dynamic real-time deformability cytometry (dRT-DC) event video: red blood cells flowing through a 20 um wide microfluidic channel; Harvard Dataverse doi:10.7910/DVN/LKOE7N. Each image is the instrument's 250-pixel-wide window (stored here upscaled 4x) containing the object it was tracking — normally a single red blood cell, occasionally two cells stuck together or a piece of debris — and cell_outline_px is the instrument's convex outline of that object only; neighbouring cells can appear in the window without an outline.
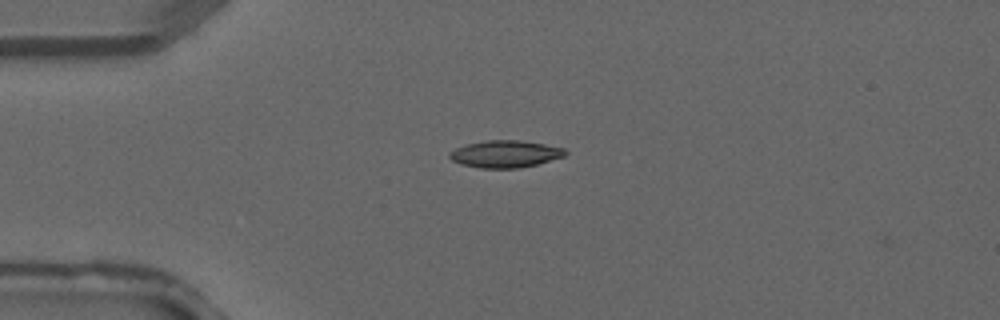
{"species": "common noctule bat (a hibernating species)", "species_latin": "Nyctalus noctula", "temperature_condition": "warm", "stored_images_in_passage": 2, "camera_frame_rate_fps": 3000, "um_per_image_px": 0.085, "animal": {"sex": "male", "forearm_length_mm": 52.5}, "frame": {"image": 1, "passage_image": 1, "time_ms": 0.0, "image_size_px": [1000, 320], "cell_outline_px": [[568, 152], [564, 156], [536, 164], [520, 168], [480, 168], [460, 164], [452, 160], [448, 156], [448, 152], [464, 144], [484, 140], [520, 140], [544, 144], [564, 148]], "centroid_in_image_um": [42.9, 13.08], "position_along_channel_um": 42.1, "area_um2": 18.38}}